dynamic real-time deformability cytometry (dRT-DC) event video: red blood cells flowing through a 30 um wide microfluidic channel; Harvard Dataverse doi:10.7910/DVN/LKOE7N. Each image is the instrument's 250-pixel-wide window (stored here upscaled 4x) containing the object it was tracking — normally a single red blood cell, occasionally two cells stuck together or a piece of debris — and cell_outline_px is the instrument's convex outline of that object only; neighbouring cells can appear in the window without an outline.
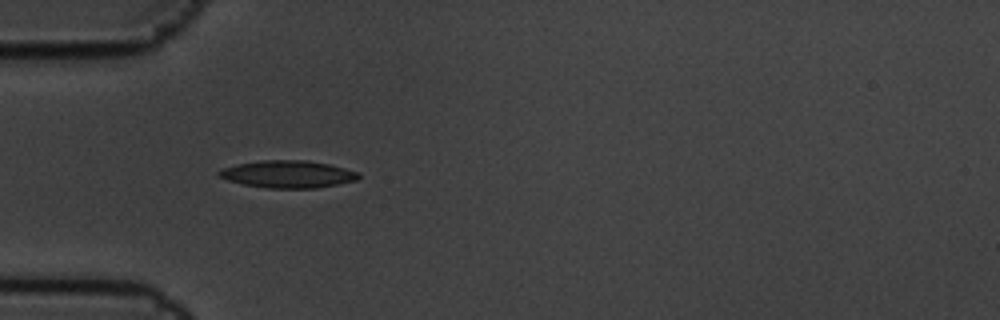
{"species": "common noctule bat (a hibernating species)", "species_latin": "Nyctalus noctula", "temperature_condition": "cold", "stored_images_in_passage": 6, "camera_frame_rate_fps": 3000, "um_per_image_px": 0.085, "animal": {"sex": "male", "body_mass_g": 19.5, "forearm_length_mm": 54.6}, "frame": {"image": 1, "passage_image": 5, "time_ms": 1.333, "image_size_px": [1000, 320], "cell_outline_px": [[360, 176], [356, 180], [316, 188], [268, 188], [244, 184], [228, 180], [220, 176], [216, 172], [224, 168], [236, 164], [264, 160], [308, 160], [328, 164], [360, 172]], "centroid_in_image_um": [24.48, 14.8], "position_along_channel_um": 60.5, "area_um2": 22.02}}
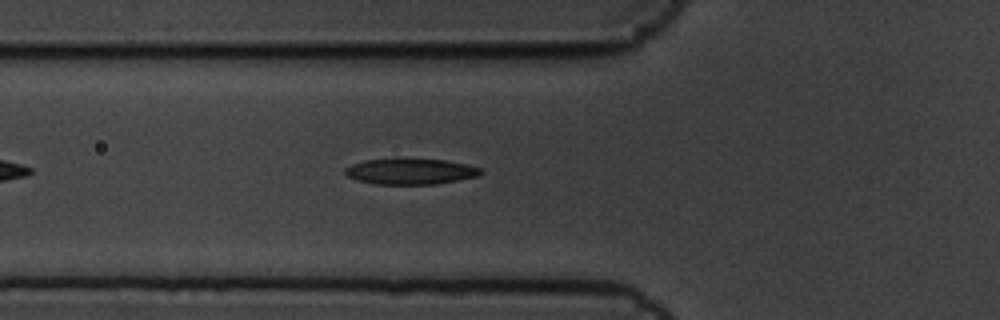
{"frame": {"image": 2, "passage_image": 6, "time_ms": 1.667, "image_size_px": [1000, 320], "cell_outline_px": [[484, 172], [480, 176], [436, 184], [376, 184], [360, 180], [348, 176], [344, 172], [344, 168], [352, 164], [364, 160], [392, 156], [396, 156], [444, 160], [464, 164], [480, 168]], "centroid_in_image_um": [34.87, 14.53], "position_along_channel_um": 90.9, "area_um2": 21.1}}